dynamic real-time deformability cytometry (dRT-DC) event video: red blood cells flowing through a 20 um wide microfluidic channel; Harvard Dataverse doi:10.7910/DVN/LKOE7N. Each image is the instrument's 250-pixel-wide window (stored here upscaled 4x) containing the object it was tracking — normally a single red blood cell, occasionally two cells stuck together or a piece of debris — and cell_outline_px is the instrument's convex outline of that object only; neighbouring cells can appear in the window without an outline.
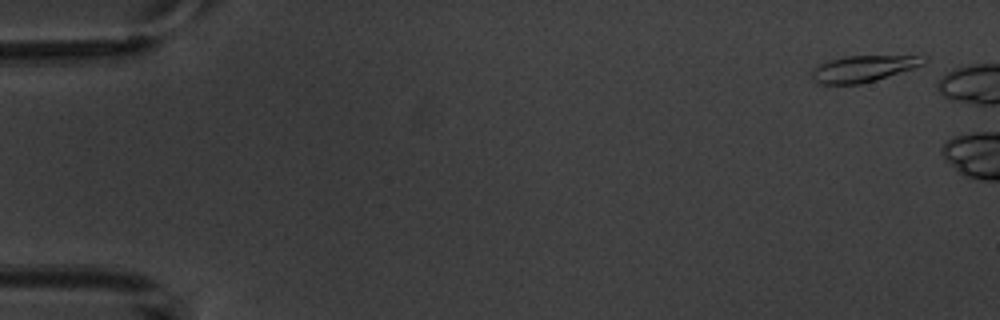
{"species": "common noctule bat (a hibernating species)", "species_latin": "Nyctalus noctula", "temperature_condition": "warm", "stored_images_in_passage": 6, "camera_frame_rate_fps": 3000, "um_per_image_px": 0.085, "animal": {"sex": "male", "body_mass_g": 20.1, "forearm_length_mm": 53.5}, "frame": {"image": 1, "passage_image": 1, "time_ms": 0.0, "image_size_px": [1000, 320], "cell_outline_px": [[928, 60], [924, 64], [876, 80], [860, 84], [816, 84], [812, 80], [812, 68], [820, 64], [844, 56], [928, 56]], "centroid_in_image_um": [73.36, 5.84], "position_along_channel_um": 11.6, "area_um2": 17.11}}